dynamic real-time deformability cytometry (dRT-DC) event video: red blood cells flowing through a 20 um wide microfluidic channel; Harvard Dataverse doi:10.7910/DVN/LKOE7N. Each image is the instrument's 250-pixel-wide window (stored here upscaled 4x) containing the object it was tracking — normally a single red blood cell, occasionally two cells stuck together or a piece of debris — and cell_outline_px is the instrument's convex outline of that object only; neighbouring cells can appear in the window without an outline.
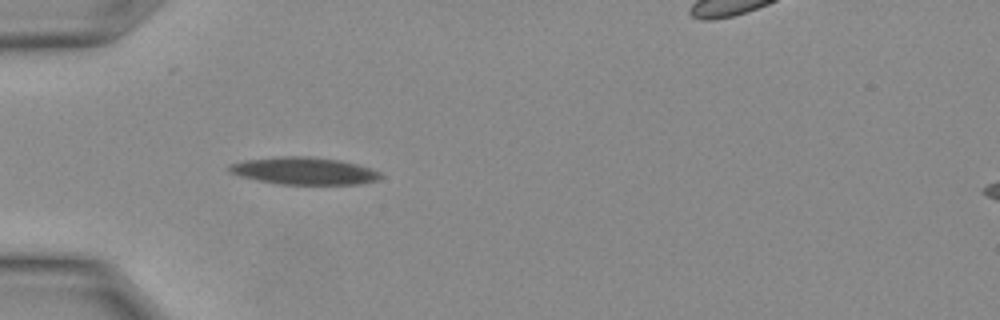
{"species": "Egyptian fruit bat (a non-hibernating species)", "species_latin": "Rousettus aegyptiacus", "temperature_condition": "warm", "stored_images_in_passage": 25, "segment_of_instrument_passage": [1, 2], "camera_frame_rate_fps": 3000, "um_per_image_px": 0.085, "animal": {"sex": "female"}, "frame": {"image": 1, "passage_image": 5, "time_ms": 1.333, "image_size_px": [1000, 320], "cell_outline_px": [[380, 176], [376, 180], [360, 184], [280, 184], [240, 176], [228, 172], [228, 168], [232, 164], [248, 160], [280, 156], [308, 156], [336, 160], [356, 164], [380, 172]], "centroid_in_image_um": [25.83, 14.53], "position_along_channel_um": 59.2, "area_um2": 23.52}}
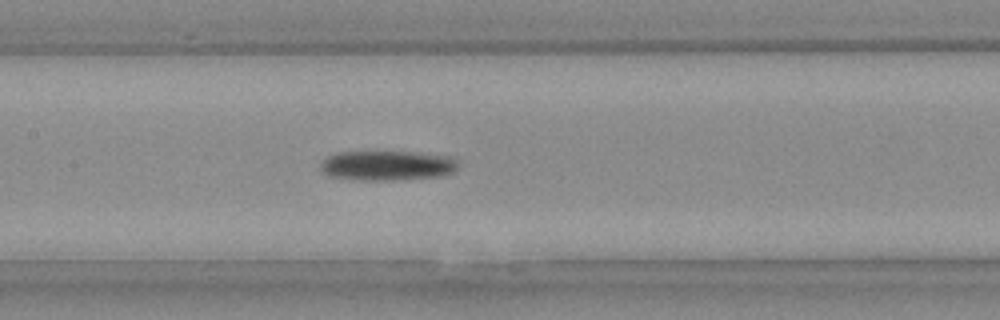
{"frame": {"image": 2, "passage_image": 10, "time_ms": 3.0, "image_size_px": [1000, 320], "cell_outline_px": [[460, 164], [452, 172], [440, 176], [384, 180], [364, 180], [328, 176], [320, 168], [320, 164], [328, 156], [336, 152], [372, 148], [416, 152], [456, 156], [460, 160]], "centroid_in_image_um": [32.93, 13.99], "position_along_channel_um": 174.5, "area_um2": 25.14}}
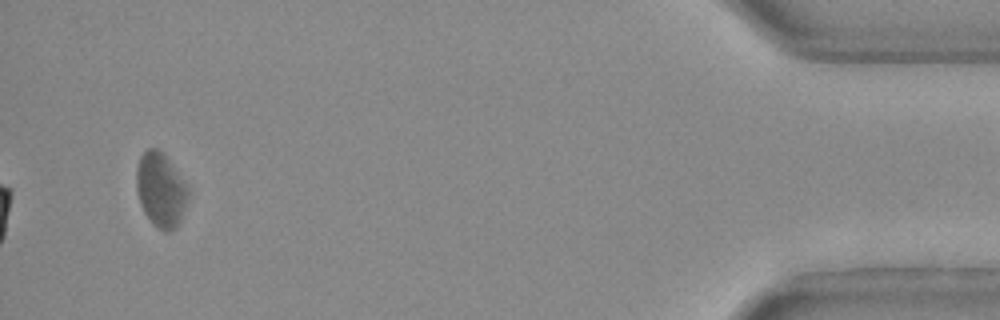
{"frame": {"image": 3, "passage_image": 23, "time_ms": 7.333, "image_size_px": [1000, 320], "cell_outline_px": [[188, 196], [180, 220], [176, 228], [168, 232], [164, 232], [156, 228], [152, 224], [144, 212], [140, 204], [136, 188], [136, 172], [140, 156], [148, 148], [156, 148], [164, 152], [188, 188]], "centroid_in_image_um": [13.64, 16.15], "position_along_channel_um": 421.6, "area_um2": 22.37}}